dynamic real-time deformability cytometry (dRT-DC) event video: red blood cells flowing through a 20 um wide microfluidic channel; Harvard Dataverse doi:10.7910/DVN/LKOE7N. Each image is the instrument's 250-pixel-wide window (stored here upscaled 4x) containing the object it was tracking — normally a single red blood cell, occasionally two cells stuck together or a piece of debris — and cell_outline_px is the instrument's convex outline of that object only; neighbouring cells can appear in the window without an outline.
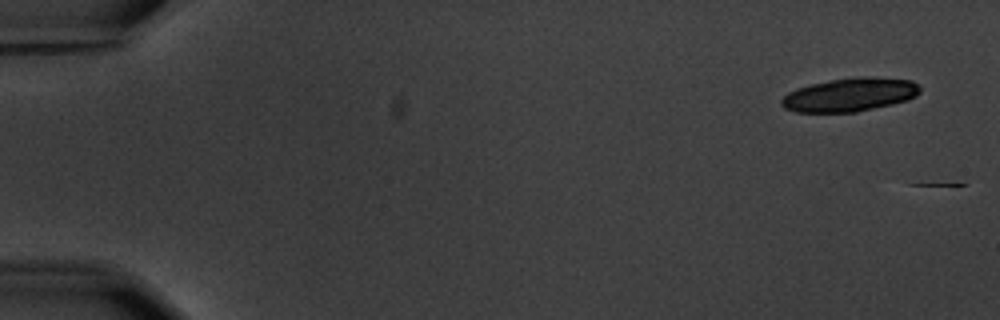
{"species": "common noctule bat (a hibernating species)", "species_latin": "Nyctalus noctula", "temperature_condition": "warm", "stored_images_in_passage": 12, "camera_frame_rate_fps": 3000, "um_per_image_px": 0.085, "animal": {"sex": "male", "body_mass_g": 20.1, "forearm_length_mm": 53.5}, "frame": {"image": 1, "passage_image": 1, "time_ms": 0.0, "image_size_px": [1000, 320], "cell_outline_px": [[920, 92], [916, 96], [908, 100], [892, 104], [856, 112], [796, 112], [784, 108], [780, 104], [780, 100], [788, 92], [796, 88], [812, 84], [832, 80], [868, 76], [876, 76], [912, 80], [920, 88]], "centroid_in_image_um": [72.24, 8.05], "position_along_channel_um": 12.8, "area_um2": 27.05}}
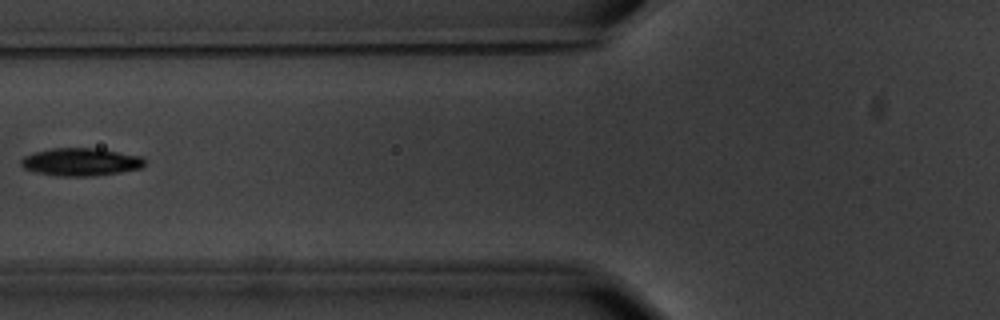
{"frame": {"image": 2, "passage_image": 7, "time_ms": 8.0, "image_size_px": [1000, 320], "cell_outline_px": [[144, 164], [140, 168], [120, 172], [92, 176], [56, 176], [36, 172], [24, 168], [20, 164], [20, 160], [24, 156], [32, 152], [52, 148], [100, 148], [140, 156], [144, 160]], "centroid_in_image_um": [6.82, 13.76], "position_along_channel_um": 119.0, "area_um2": 20.06}}
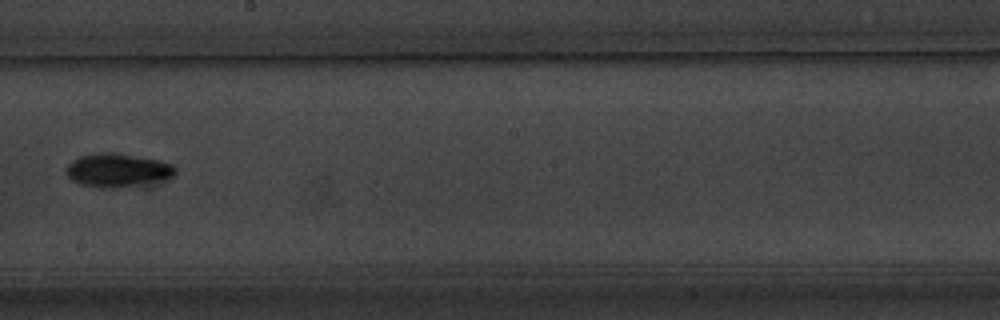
{"frame": {"image": 3, "passage_image": 10, "time_ms": 11.333, "image_size_px": [1000, 320], "cell_outline_px": [[176, 176], [168, 180], [116, 188], [100, 188], [80, 184], [72, 180], [64, 172], [64, 168], [72, 160], [80, 156], [100, 152], [116, 152], [160, 160], [172, 164], [176, 168]], "centroid_in_image_um": [10.01, 14.47], "position_along_channel_um": 238.2, "area_um2": 21.85}}